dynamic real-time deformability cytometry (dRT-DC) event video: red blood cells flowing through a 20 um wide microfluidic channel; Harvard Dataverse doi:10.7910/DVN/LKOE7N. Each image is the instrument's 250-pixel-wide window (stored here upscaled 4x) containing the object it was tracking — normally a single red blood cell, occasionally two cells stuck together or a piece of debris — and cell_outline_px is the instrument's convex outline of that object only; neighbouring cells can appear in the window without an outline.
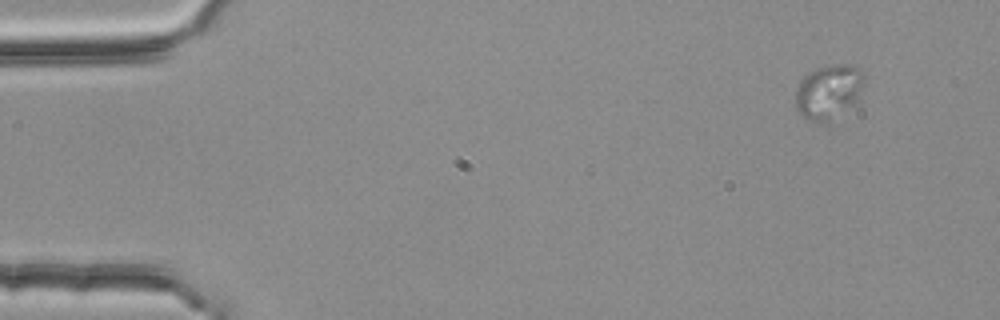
{"species": "common noctule bat (a hibernating species)", "species_latin": "Nyctalus noctula", "temperature_condition": "room temperature", "stored_images_in_passage": 3, "camera_frame_rate_fps": 3000, "um_per_image_px": 0.085, "animal": {"sex": "female", "body_mass_g": 25.1}, "frame": {"image": 1, "passage_image": 1, "time_ms": 0.0, "image_size_px": [1000, 320], "cell_outline_px": [[868, 76], [860, 100], [856, 104], [828, 124], [824, 124], [808, 120], [796, 108], [796, 88], [800, 80], [808, 72], [816, 68], [836, 64], [852, 64], [860, 68]], "centroid_in_image_um": [70.53, 7.8], "position_along_channel_um": 14.5, "area_um2": 22.89}}
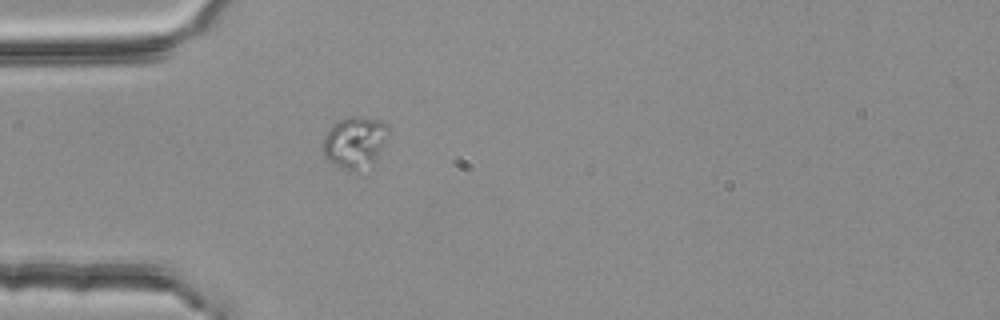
{"frame": {"image": 2, "passage_image": 3, "time_ms": 0.667, "image_size_px": [1000, 320], "cell_outline_px": [[388, 132], [376, 156], [372, 160], [356, 172], [340, 168], [328, 160], [324, 156], [320, 148], [324, 136], [332, 124], [340, 120], [356, 116], [360, 116], [380, 120], [388, 124]], "centroid_in_image_um": [30.08, 12.07], "position_along_channel_um": 54.9, "area_um2": 19.31}}